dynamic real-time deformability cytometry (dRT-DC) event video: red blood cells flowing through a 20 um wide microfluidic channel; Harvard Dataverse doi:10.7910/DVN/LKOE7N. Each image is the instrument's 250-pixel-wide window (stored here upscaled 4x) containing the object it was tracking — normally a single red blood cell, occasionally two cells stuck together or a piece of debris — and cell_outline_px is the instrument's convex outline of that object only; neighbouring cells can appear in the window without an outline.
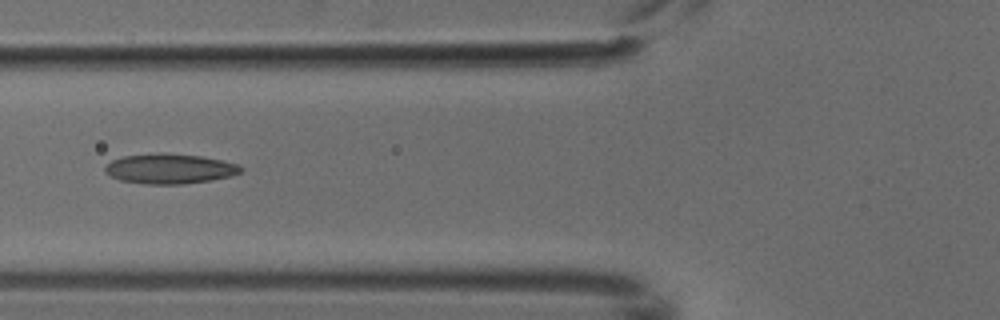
{"species": "common noctule bat (a hibernating species)", "species_latin": "Nyctalus noctula", "temperature_condition": "cold", "stored_images_in_passage": 5, "camera_frame_rate_fps": 3000, "um_per_image_px": 0.085, "animal": {"sex": "male", "body_mass_g": 18.8}, "frame": {"image": 1, "passage_image": 5, "time_ms": 1.333, "image_size_px": [1000, 320], "cell_outline_px": [[244, 172], [232, 176], [212, 180], [184, 184], [148, 184], [120, 180], [104, 172], [104, 168], [112, 160], [124, 156], [160, 152], [164, 152], [200, 156], [224, 160], [236, 164], [244, 168]], "centroid_in_image_um": [14.47, 14.34], "position_along_channel_um": 111.3, "area_um2": 23.93}}